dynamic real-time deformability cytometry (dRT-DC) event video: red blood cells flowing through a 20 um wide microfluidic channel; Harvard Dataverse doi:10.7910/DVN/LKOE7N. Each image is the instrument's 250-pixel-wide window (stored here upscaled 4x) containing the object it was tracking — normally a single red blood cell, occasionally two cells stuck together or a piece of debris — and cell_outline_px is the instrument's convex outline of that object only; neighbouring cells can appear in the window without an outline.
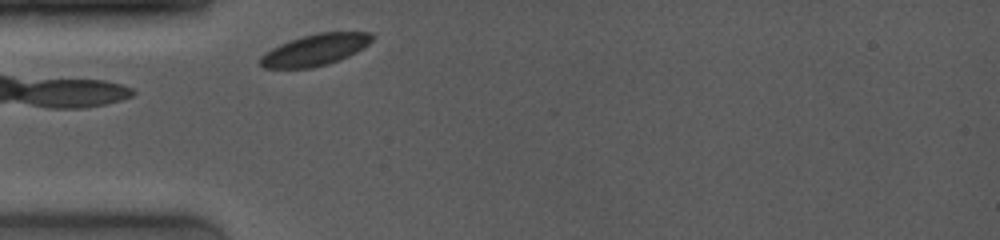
{"species": "common noctule bat (a hibernating species)", "species_latin": "Nyctalus noctula", "temperature_condition": "room temperature", "stored_images_in_passage": 31, "camera_frame_rate_fps": 4000, "um_per_image_px": 0.085, "animal": {"sex": "female", "body_mass_g": 19.0, "forearm_length_mm": 53.3}, "frame": {"image": 1, "passage_image": 1, "time_ms": 0.0, "image_size_px": [1000, 240], "cell_outline_px": [[372, 40], [364, 48], [348, 56], [312, 68], [264, 68], [260, 64], [260, 56], [272, 48], [288, 40], [316, 32], [372, 32]], "centroid_in_image_um": [26.77, 4.22], "position_along_channel_um": 58.2, "area_um2": 20.35}}
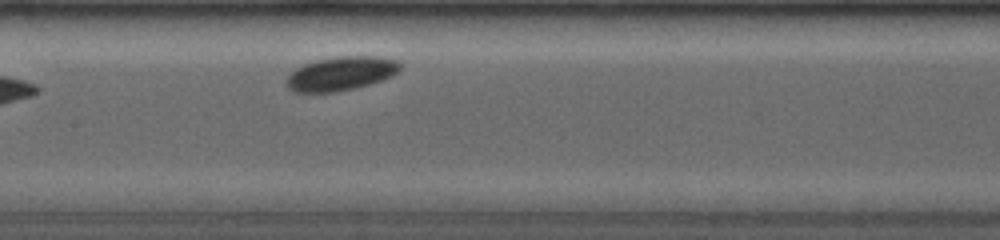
{"frame": {"image": 2, "passage_image": 9, "time_ms": 3.25, "image_size_px": [1000, 240], "cell_outline_px": [[400, 68], [392, 76], [368, 84], [336, 92], [292, 92], [288, 88], [284, 80], [296, 68], [304, 64], [316, 60], [336, 56], [376, 56], [396, 60], [400, 64]], "centroid_in_image_um": [28.93, 6.25], "position_along_channel_um": 178.5, "area_um2": 22.31}}
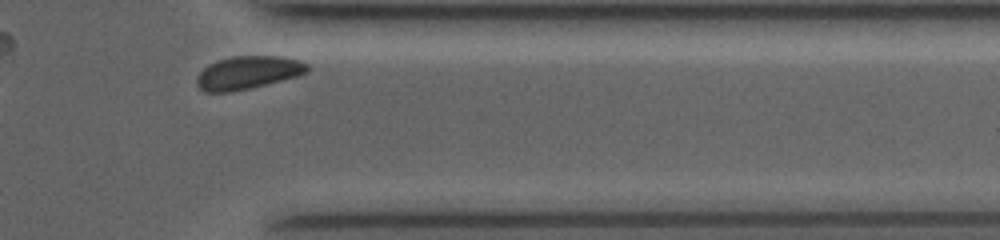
{"frame": {"image": 3, "passage_image": 29, "time_ms": 8.75, "image_size_px": [1000, 240], "cell_outline_px": [[308, 72], [296, 76], [248, 88], [228, 92], [204, 92], [196, 84], [196, 80], [200, 72], [204, 68], [220, 60], [232, 56], [280, 56], [300, 60], [308, 64]], "centroid_in_image_um": [21.08, 6.16], "position_along_channel_um": 390.3, "area_um2": 20.87}, "authors_computed_cell_mechanics": {"area_um2": 21.386, "velocity_mm_per_s": 3.8362, "shape_relaxation_time_tau1_ms": 0.8141, "shape_relaxation_time_tau2_ms": null, "deformation_change_tau1": 0.0426, "deformation_change_tau2": null}}